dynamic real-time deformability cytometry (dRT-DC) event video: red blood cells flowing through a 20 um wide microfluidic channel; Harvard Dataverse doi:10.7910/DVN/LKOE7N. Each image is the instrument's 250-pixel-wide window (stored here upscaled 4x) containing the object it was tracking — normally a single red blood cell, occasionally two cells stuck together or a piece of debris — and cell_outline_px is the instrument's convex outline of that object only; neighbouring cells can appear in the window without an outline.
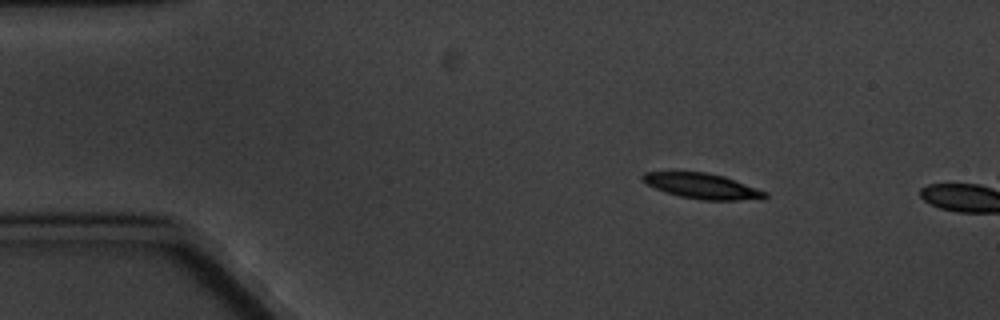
{"species": "common noctule bat (a hibernating species)", "species_latin": "Nyctalus noctula", "temperature_condition": "cold", "stored_images_in_passage": 7, "camera_frame_rate_fps": 3000, "um_per_image_px": 0.085, "animal": {"sex": "male", "body_mass_g": 20.1, "forearm_length_mm": 53.5}, "frame": {"image": 1, "passage_image": 1, "time_ms": 0.0, "image_size_px": [1000, 320], "cell_outline_px": [[768, 196], [736, 200], [704, 200], [680, 196], [656, 188], [648, 184], [640, 176], [644, 172], [704, 172], [724, 176], [768, 192]], "centroid_in_image_um": [59.68, 15.8], "position_along_channel_um": 25.3, "area_um2": 17.57}}